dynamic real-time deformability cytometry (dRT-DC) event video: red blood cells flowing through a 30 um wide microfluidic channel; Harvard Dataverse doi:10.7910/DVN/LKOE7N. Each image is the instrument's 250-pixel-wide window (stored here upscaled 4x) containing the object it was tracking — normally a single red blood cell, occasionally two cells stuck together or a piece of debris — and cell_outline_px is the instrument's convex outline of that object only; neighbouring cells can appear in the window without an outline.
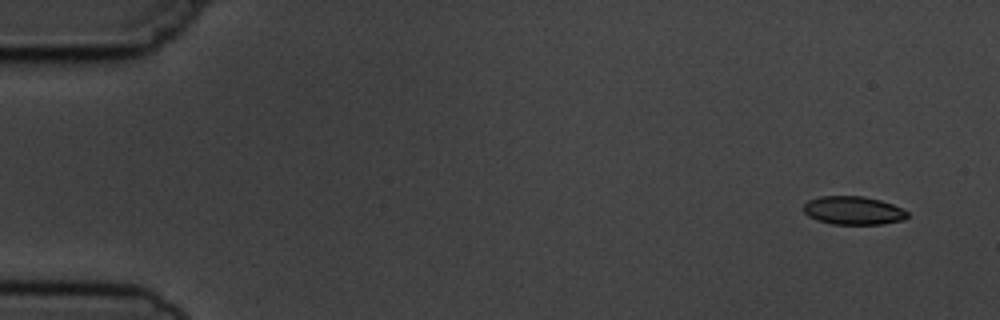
{"species": "common noctule bat (a hibernating species)", "species_latin": "Nyctalus noctula", "temperature_condition": "cold", "stored_images_in_passage": 5, "segment_of_instrument_passage": [1, 2], "camera_frame_rate_fps": 3000, "um_per_image_px": 0.085, "animal": {"sex": "male", "body_mass_g": 19.5, "forearm_length_mm": 54.6}, "frame": {"image": 1, "passage_image": 1, "time_ms": 0.0, "image_size_px": [1000, 320], "cell_outline_px": [[908, 216], [904, 220], [880, 224], [832, 224], [816, 220], [808, 216], [804, 212], [804, 204], [808, 200], [820, 196], [864, 196], [880, 200], [892, 204], [908, 212]], "centroid_in_image_um": [72.51, 17.89], "position_along_channel_um": 12.5, "area_um2": 17.17}}
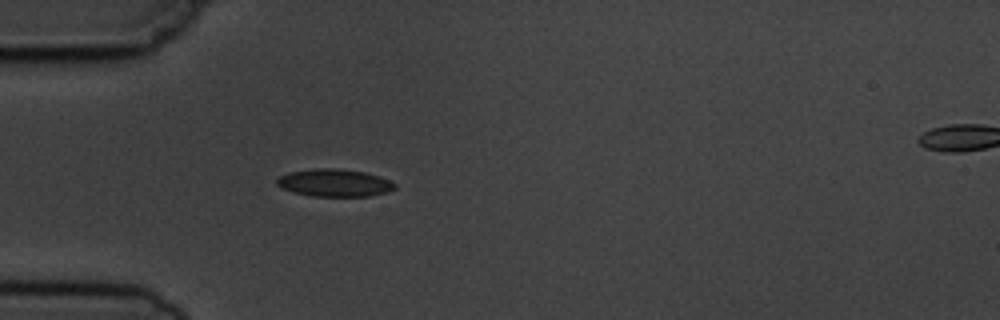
{"frame": {"image": 2, "passage_image": 4, "time_ms": 4.333, "image_size_px": [1000, 320], "cell_outline_px": [[396, 188], [388, 192], [368, 196], [312, 196], [292, 192], [276, 184], [276, 180], [280, 176], [288, 172], [316, 168], [336, 168], [364, 172], [380, 176], [396, 184]], "centroid_in_image_um": [28.43, 15.54], "position_along_channel_um": 56.6, "area_um2": 18.9}}